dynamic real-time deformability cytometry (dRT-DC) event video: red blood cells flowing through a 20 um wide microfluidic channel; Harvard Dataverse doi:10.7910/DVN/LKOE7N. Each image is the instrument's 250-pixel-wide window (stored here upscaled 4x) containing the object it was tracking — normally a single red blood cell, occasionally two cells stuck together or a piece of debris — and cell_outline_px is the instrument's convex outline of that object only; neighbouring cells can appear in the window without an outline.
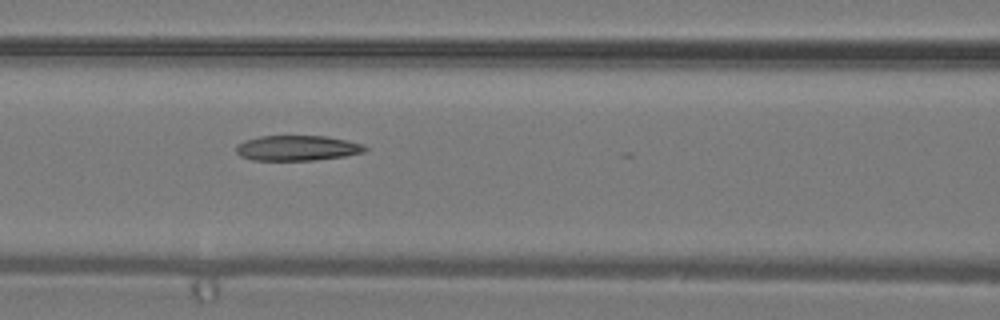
{"species": "common noctule bat (a hibernating species)", "species_latin": "Nyctalus noctula", "temperature_condition": "warm", "stored_images_in_passage": 22, "camera_frame_rate_fps": 3000, "um_per_image_px": 0.085, "animal": {"sex": "male", "body_mass_g": 19.2, "forearm_length_mm": 51.8}, "frame": {"image": 1, "passage_image": 18, "time_ms": 5.667, "image_size_px": [1000, 320], "cell_outline_px": [[368, 148], [364, 152], [344, 156], [316, 160], [252, 160], [240, 156], [236, 152], [236, 144], [244, 140], [260, 136], [328, 136], [360, 144]], "centroid_in_image_um": [25.21, 12.58], "position_along_channel_um": 141.4, "area_um2": 18.9}}
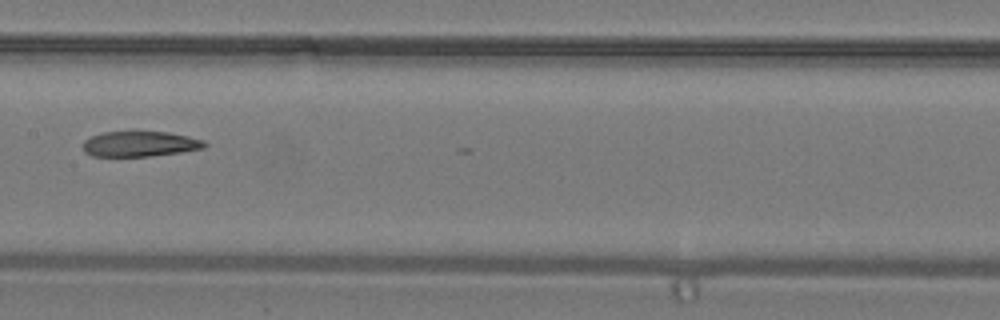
{"frame": {"image": 2, "passage_image": 21, "time_ms": 6.667, "image_size_px": [1000, 320], "cell_outline_px": [[208, 144], [204, 148], [180, 152], [152, 156], [92, 156], [84, 152], [84, 140], [92, 136], [104, 132], [168, 132], [188, 136], [204, 140]], "centroid_in_image_um": [11.92, 12.24], "position_along_channel_um": 195.5, "area_um2": 17.86}}